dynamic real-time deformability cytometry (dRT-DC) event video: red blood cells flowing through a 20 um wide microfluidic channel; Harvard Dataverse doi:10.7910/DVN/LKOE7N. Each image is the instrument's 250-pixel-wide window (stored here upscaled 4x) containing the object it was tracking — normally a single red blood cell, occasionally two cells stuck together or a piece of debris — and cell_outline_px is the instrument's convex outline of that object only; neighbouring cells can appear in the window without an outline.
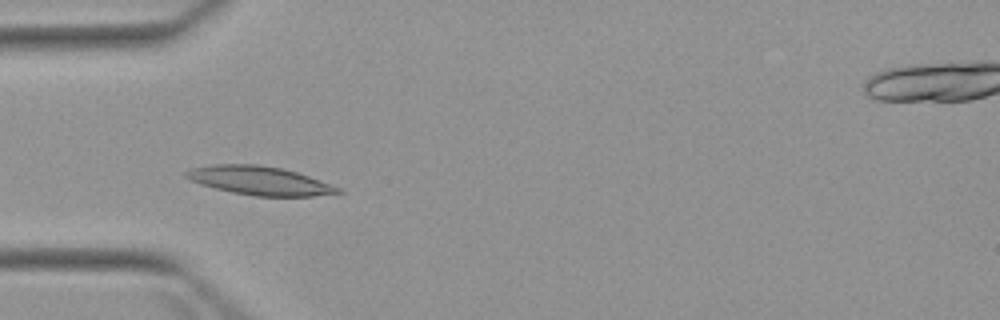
{"species": "Egyptian fruit bat (a non-hibernating species)", "species_latin": "Rousettus aegyptiacus", "temperature_condition": "warm", "stored_images_in_passage": 7, "camera_frame_rate_fps": 3000, "um_per_image_px": 0.085, "animal": {"sex": "female"}, "frame": {"image": 1, "passage_image": 4, "time_ms": 4.667, "image_size_px": [1000, 320], "cell_outline_px": [[344, 192], [312, 196], [252, 196], [232, 192], [200, 184], [184, 176], [184, 172], [192, 168], [212, 164], [256, 164], [280, 168], [296, 172], [308, 176], [340, 188]], "centroid_in_image_um": [22.03, 15.35], "position_along_channel_um": 63.0, "area_um2": 25.09}}
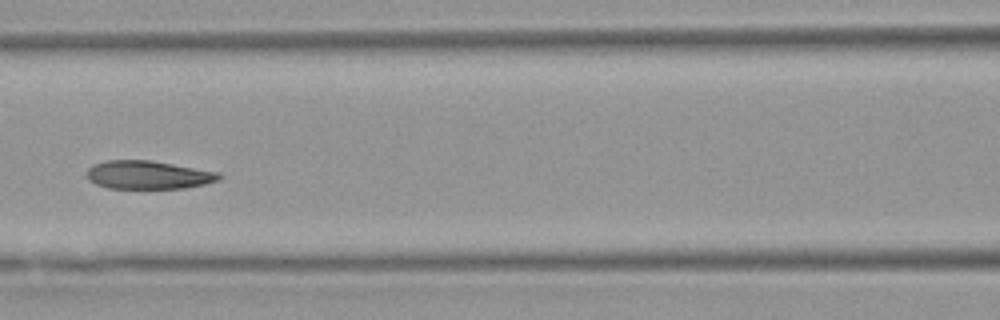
{"frame": {"image": 2, "passage_image": 6, "time_ms": 7.0, "image_size_px": [1000, 320], "cell_outline_px": [[224, 176], [220, 180], [204, 184], [184, 188], [108, 188], [96, 184], [88, 180], [88, 168], [92, 164], [108, 160], [152, 160], [220, 172]], "centroid_in_image_um": [12.63, 14.86], "position_along_channel_um": 154.0, "area_um2": 21.96}}
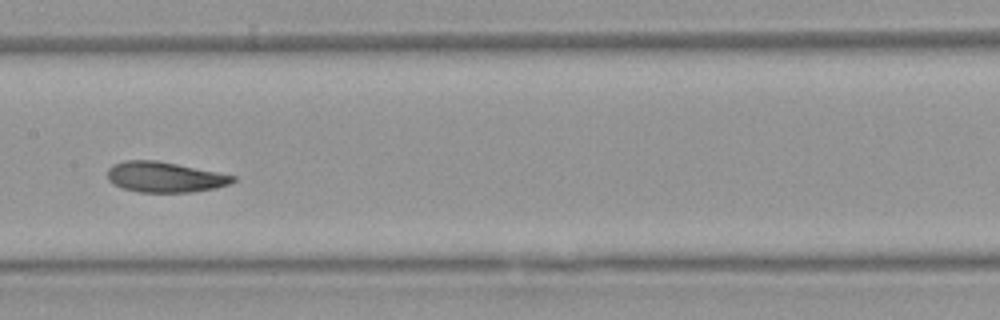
{"frame": {"image": 3, "passage_image": 7, "time_ms": 8.0, "image_size_px": [1000, 320], "cell_outline_px": [[236, 180], [228, 184], [216, 188], [192, 192], [140, 192], [124, 188], [108, 180], [108, 168], [112, 164], [124, 160], [156, 160], [236, 176]], "centroid_in_image_um": [13.99, 15.04], "position_along_channel_um": 193.4, "area_um2": 22.02}}